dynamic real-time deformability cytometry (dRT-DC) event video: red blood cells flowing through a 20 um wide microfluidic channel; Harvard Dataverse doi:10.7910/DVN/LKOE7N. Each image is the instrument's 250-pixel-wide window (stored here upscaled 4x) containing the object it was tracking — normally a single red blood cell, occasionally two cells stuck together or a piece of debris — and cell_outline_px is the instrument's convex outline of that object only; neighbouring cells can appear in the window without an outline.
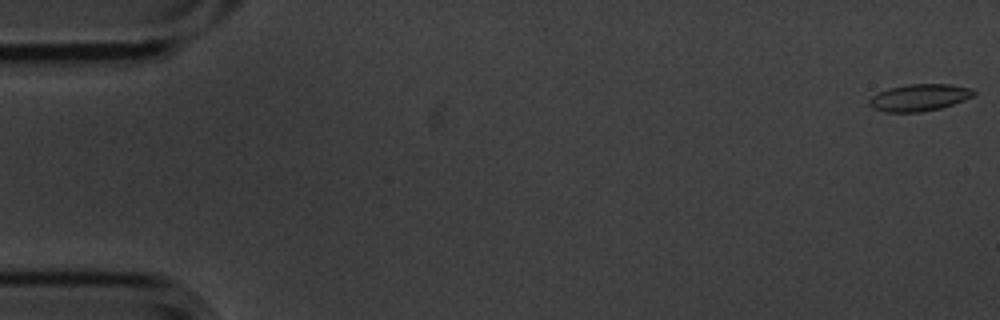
{"species": "common noctule bat (a hibernating species)", "species_latin": "Nyctalus noctula", "temperature_condition": "cold", "stored_images_in_passage": 5, "camera_frame_rate_fps": 3000, "um_per_image_px": 0.085, "animal": {"sex": "male", "body_mass_g": 20.1, "forearm_length_mm": 53.5}, "frame": {"image": 1, "passage_image": 1, "time_ms": 0.0, "image_size_px": [1000, 320], "cell_outline_px": [[976, 92], [972, 96], [964, 100], [940, 108], [920, 112], [884, 112], [872, 108], [868, 104], [868, 100], [872, 96], [888, 88], [904, 84], [948, 84], [972, 88]], "centroid_in_image_um": [78.11, 8.29], "position_along_channel_um": 6.9, "area_um2": 16.42}}
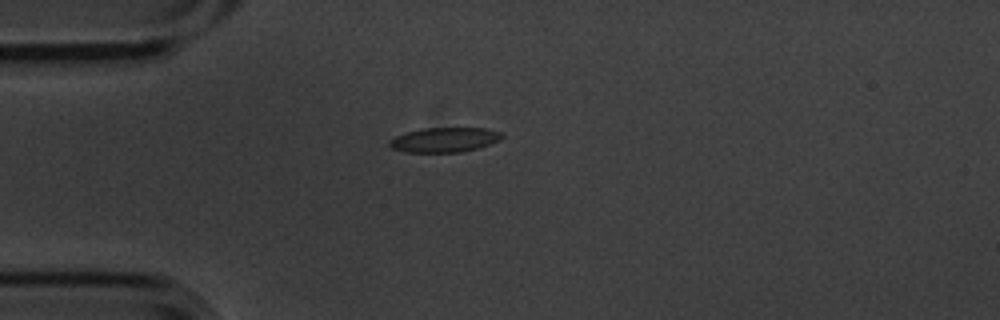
{"frame": {"image": 2, "passage_image": 5, "time_ms": 1.333, "image_size_px": [1000, 320], "cell_outline_px": [[504, 136], [500, 140], [476, 148], [460, 152], [404, 152], [392, 148], [388, 144], [388, 140], [396, 136], [420, 128], [484, 128], [500, 132]], "centroid_in_image_um": [37.74, 11.88], "position_along_channel_um": 47.3, "area_um2": 16.07}}